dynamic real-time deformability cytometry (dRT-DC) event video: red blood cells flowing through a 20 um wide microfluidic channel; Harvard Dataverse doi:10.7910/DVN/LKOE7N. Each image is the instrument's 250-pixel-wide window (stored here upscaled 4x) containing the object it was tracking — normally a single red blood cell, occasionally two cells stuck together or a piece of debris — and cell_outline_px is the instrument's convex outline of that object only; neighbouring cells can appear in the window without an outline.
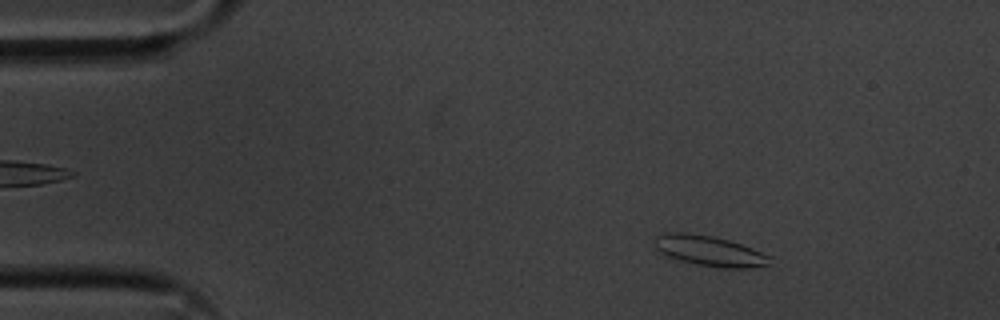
{"species": "common noctule bat (a hibernating species)", "species_latin": "Nyctalus noctula", "temperature_condition": "cold", "stored_images_in_passage": 56, "camera_frame_rate_fps": 3000, "um_per_image_px": 0.085, "animal": {"sex": "male", "body_mass_g": 20.1, "forearm_length_mm": 53.5}, "frame": {"image": 1, "passage_image": 8, "time_ms": 2.333, "image_size_px": [1000, 320], "cell_outline_px": [[772, 256], [768, 264], [752, 268], [720, 268], [696, 264], [680, 260], [668, 256], [660, 252], [656, 248], [656, 236], [664, 232], [688, 232], [712, 236], [728, 240], [752, 248]], "centroid_in_image_um": [60.31, 21.32], "position_along_channel_um": 24.7, "area_um2": 20.35}}
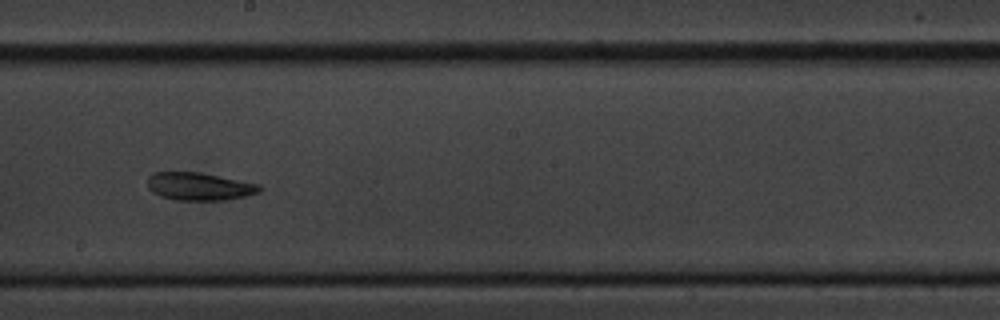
{"frame": {"image": 2, "passage_image": 31, "time_ms": 10.0, "image_size_px": [1000, 320], "cell_outline_px": [[264, 188], [260, 192], [228, 200], [176, 200], [160, 196], [152, 192], [148, 188], [148, 176], [152, 172], [200, 172], [260, 184]], "centroid_in_image_um": [16.95, 15.84], "position_along_channel_um": 231.3, "area_um2": 18.32}}
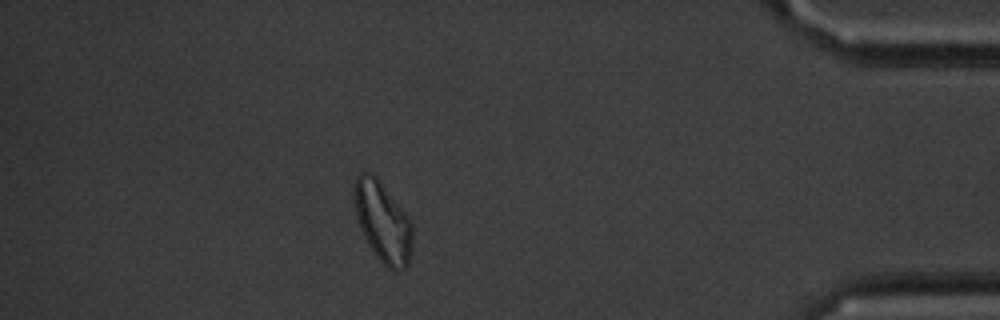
{"frame": {"image": 3, "passage_image": 49, "time_ms": 16.0, "image_size_px": [1000, 320], "cell_outline_px": [[412, 248], [408, 264], [404, 268], [396, 272], [388, 268], [376, 256], [368, 244], [360, 228], [352, 196], [352, 192], [356, 176], [360, 172], [372, 172], [376, 176], [404, 212], [412, 224]], "centroid_in_image_um": [32.51, 18.86], "position_along_channel_um": 402.7, "area_um2": 27.22}}